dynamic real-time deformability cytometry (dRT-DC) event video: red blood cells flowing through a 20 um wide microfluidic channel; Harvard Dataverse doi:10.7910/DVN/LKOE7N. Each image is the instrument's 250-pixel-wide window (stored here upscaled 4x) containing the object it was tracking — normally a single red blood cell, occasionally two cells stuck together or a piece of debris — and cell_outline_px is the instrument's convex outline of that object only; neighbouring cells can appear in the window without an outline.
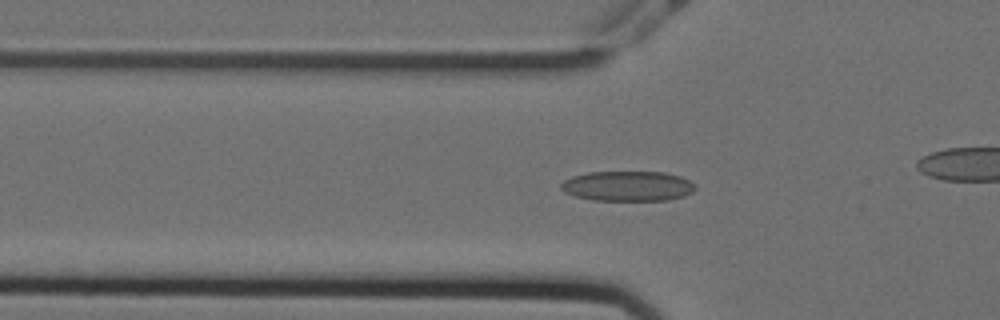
{"species": "Egyptian fruit bat (a non-hibernating species)", "species_latin": "Rousettus aegyptiacus", "temperature_condition": "cold", "stored_images_in_passage": 46, "camera_frame_rate_fps": 3000, "um_per_image_px": 0.085, "animal": {"sex": "female"}, "frame": {"image": 1, "passage_image": 18, "time_ms": 5.667, "image_size_px": [1000, 320], "cell_outline_px": [[696, 188], [692, 192], [684, 196], [668, 200], [592, 200], [576, 196], [564, 192], [560, 188], [560, 184], [564, 180], [572, 176], [588, 172], [664, 172], [680, 176], [696, 184]], "centroid_in_image_um": [53.35, 15.81], "position_along_channel_um": 72.4, "area_um2": 23.58}}
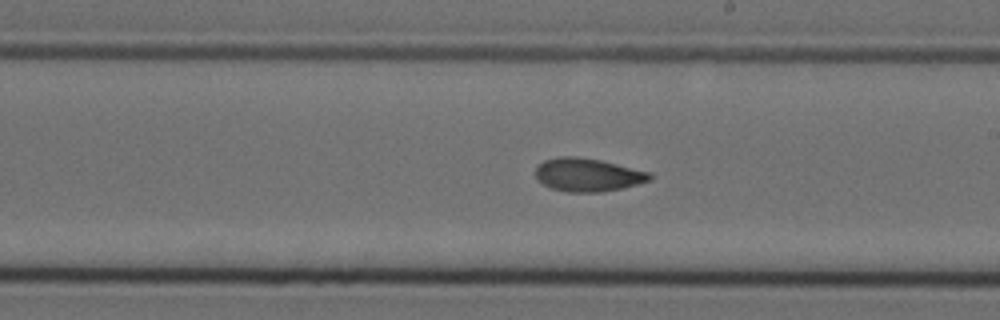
{"frame": {"image": 2, "passage_image": 32, "time_ms": 10.333, "image_size_px": [1000, 320], "cell_outline_px": [[652, 180], [620, 188], [600, 192], [568, 192], [552, 188], [544, 184], [536, 176], [536, 168], [544, 160], [560, 156], [576, 156], [600, 160], [652, 172]], "centroid_in_image_um": [49.99, 14.85], "position_along_channel_um": 239.0, "area_um2": 21.96}}
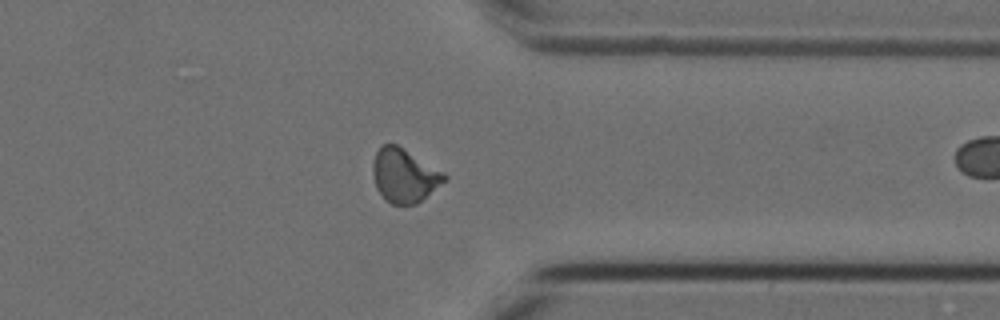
{"frame": {"image": 3, "passage_image": 44, "time_ms": 14.333, "image_size_px": [1000, 320], "cell_outline_px": [[448, 180], [416, 204], [392, 204], [384, 200], [376, 188], [372, 172], [372, 164], [376, 152], [384, 144], [396, 144], [444, 172], [448, 176]], "centroid_in_image_um": [34.37, 14.93], "position_along_channel_um": 377.0, "area_um2": 22.43}}